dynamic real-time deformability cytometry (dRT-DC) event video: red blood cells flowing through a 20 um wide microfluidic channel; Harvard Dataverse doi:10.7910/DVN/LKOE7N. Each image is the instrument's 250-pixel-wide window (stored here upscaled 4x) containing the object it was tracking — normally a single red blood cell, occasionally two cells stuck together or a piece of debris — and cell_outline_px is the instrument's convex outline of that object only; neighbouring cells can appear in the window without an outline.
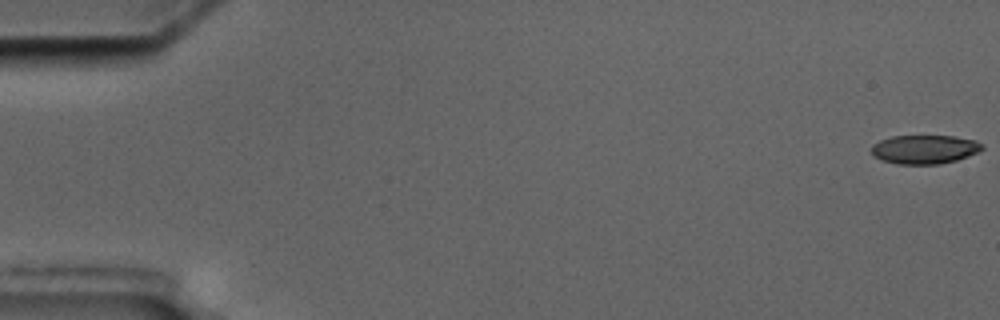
{"species": "common noctule bat (a hibernating species)", "species_latin": "Nyctalus noctula", "temperature_condition": "cold", "stored_images_in_passage": 6, "camera_frame_rate_fps": 3000, "um_per_image_px": 0.085, "animal": {"sex": "male", "body_mass_g": 17.5, "forearm_length_mm": 52.3}, "frame": {"image": 1, "passage_image": 1, "time_ms": 0.0, "image_size_px": [1000, 320], "cell_outline_px": [[984, 148], [968, 156], [956, 160], [940, 164], [896, 164], [872, 156], [872, 144], [880, 140], [892, 136], [952, 136], [976, 140], [984, 144]], "centroid_in_image_um": [78.59, 12.69], "position_along_channel_um": 6.4, "area_um2": 18.61}}
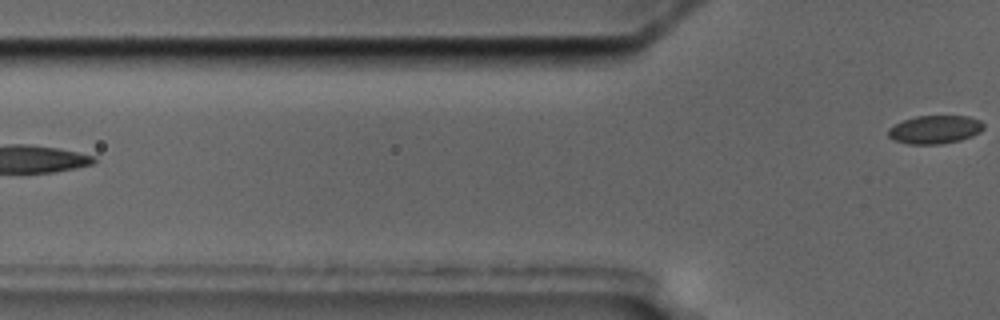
{"frame": {"image": 2, "passage_image": 6, "time_ms": 7.667, "image_size_px": [1000, 320], "cell_outline_px": [[984, 128], [980, 132], [972, 136], [960, 140], [940, 144], [908, 144], [892, 140], [888, 136], [888, 128], [904, 120], [916, 116], [968, 116], [980, 120], [984, 124]], "centroid_in_image_um": [79.46, 11.01], "position_along_channel_um": 46.3, "area_um2": 15.78}}